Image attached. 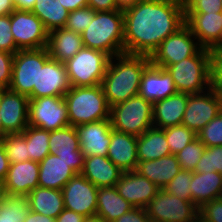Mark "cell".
Returning a JSON list of instances; mask_svg holds the SVG:
<instances>
[{"instance_id": "cell-1", "label": "cell", "mask_w": 222, "mask_h": 222, "mask_svg": "<svg viewBox=\"0 0 222 222\" xmlns=\"http://www.w3.org/2000/svg\"><path fill=\"white\" fill-rule=\"evenodd\" d=\"M124 53L151 56L185 24L183 0H145L123 10Z\"/></svg>"}, {"instance_id": "cell-2", "label": "cell", "mask_w": 222, "mask_h": 222, "mask_svg": "<svg viewBox=\"0 0 222 222\" xmlns=\"http://www.w3.org/2000/svg\"><path fill=\"white\" fill-rule=\"evenodd\" d=\"M150 63L147 55L123 53L110 58L101 83L110 107L139 94L142 74Z\"/></svg>"}, {"instance_id": "cell-3", "label": "cell", "mask_w": 222, "mask_h": 222, "mask_svg": "<svg viewBox=\"0 0 222 222\" xmlns=\"http://www.w3.org/2000/svg\"><path fill=\"white\" fill-rule=\"evenodd\" d=\"M81 38L86 48L103 51L110 57L123 54V10L96 12Z\"/></svg>"}, {"instance_id": "cell-4", "label": "cell", "mask_w": 222, "mask_h": 222, "mask_svg": "<svg viewBox=\"0 0 222 222\" xmlns=\"http://www.w3.org/2000/svg\"><path fill=\"white\" fill-rule=\"evenodd\" d=\"M63 97L71 126L110 119L111 107L107 103L101 84L83 87L71 86Z\"/></svg>"}, {"instance_id": "cell-5", "label": "cell", "mask_w": 222, "mask_h": 222, "mask_svg": "<svg viewBox=\"0 0 222 222\" xmlns=\"http://www.w3.org/2000/svg\"><path fill=\"white\" fill-rule=\"evenodd\" d=\"M212 56L213 50L202 47L194 56L165 68L171 75L177 92L191 95L211 88Z\"/></svg>"}, {"instance_id": "cell-6", "label": "cell", "mask_w": 222, "mask_h": 222, "mask_svg": "<svg viewBox=\"0 0 222 222\" xmlns=\"http://www.w3.org/2000/svg\"><path fill=\"white\" fill-rule=\"evenodd\" d=\"M153 104L139 94L110 109L112 129L136 137L153 127Z\"/></svg>"}, {"instance_id": "cell-7", "label": "cell", "mask_w": 222, "mask_h": 222, "mask_svg": "<svg viewBox=\"0 0 222 222\" xmlns=\"http://www.w3.org/2000/svg\"><path fill=\"white\" fill-rule=\"evenodd\" d=\"M110 56L103 51L83 47L64 64L71 86L100 85Z\"/></svg>"}, {"instance_id": "cell-8", "label": "cell", "mask_w": 222, "mask_h": 222, "mask_svg": "<svg viewBox=\"0 0 222 222\" xmlns=\"http://www.w3.org/2000/svg\"><path fill=\"white\" fill-rule=\"evenodd\" d=\"M145 210L154 222H195L199 218V208L193 202L173 196L164 189H159Z\"/></svg>"}, {"instance_id": "cell-9", "label": "cell", "mask_w": 222, "mask_h": 222, "mask_svg": "<svg viewBox=\"0 0 222 222\" xmlns=\"http://www.w3.org/2000/svg\"><path fill=\"white\" fill-rule=\"evenodd\" d=\"M202 46L190 28L184 24L175 33L163 40L159 47L150 56L154 66L166 68L180 62L185 58L194 56Z\"/></svg>"}, {"instance_id": "cell-10", "label": "cell", "mask_w": 222, "mask_h": 222, "mask_svg": "<svg viewBox=\"0 0 222 222\" xmlns=\"http://www.w3.org/2000/svg\"><path fill=\"white\" fill-rule=\"evenodd\" d=\"M28 124L47 131L70 125L64 97L46 96L30 99Z\"/></svg>"}, {"instance_id": "cell-11", "label": "cell", "mask_w": 222, "mask_h": 222, "mask_svg": "<svg viewBox=\"0 0 222 222\" xmlns=\"http://www.w3.org/2000/svg\"><path fill=\"white\" fill-rule=\"evenodd\" d=\"M70 88L65 64L52 59L47 48H40L38 88H33L32 98L64 96Z\"/></svg>"}, {"instance_id": "cell-12", "label": "cell", "mask_w": 222, "mask_h": 222, "mask_svg": "<svg viewBox=\"0 0 222 222\" xmlns=\"http://www.w3.org/2000/svg\"><path fill=\"white\" fill-rule=\"evenodd\" d=\"M10 21L11 33L19 50L47 47L49 32L33 12L14 10Z\"/></svg>"}, {"instance_id": "cell-13", "label": "cell", "mask_w": 222, "mask_h": 222, "mask_svg": "<svg viewBox=\"0 0 222 222\" xmlns=\"http://www.w3.org/2000/svg\"><path fill=\"white\" fill-rule=\"evenodd\" d=\"M222 110V98L212 89L198 94H188L182 125L196 134Z\"/></svg>"}, {"instance_id": "cell-14", "label": "cell", "mask_w": 222, "mask_h": 222, "mask_svg": "<svg viewBox=\"0 0 222 222\" xmlns=\"http://www.w3.org/2000/svg\"><path fill=\"white\" fill-rule=\"evenodd\" d=\"M38 77L39 49L18 50L14 54L8 89L32 99L33 88H38Z\"/></svg>"}, {"instance_id": "cell-15", "label": "cell", "mask_w": 222, "mask_h": 222, "mask_svg": "<svg viewBox=\"0 0 222 222\" xmlns=\"http://www.w3.org/2000/svg\"><path fill=\"white\" fill-rule=\"evenodd\" d=\"M62 193L66 209L84 217L96 215L98 187L83 175L72 177L62 188Z\"/></svg>"}, {"instance_id": "cell-16", "label": "cell", "mask_w": 222, "mask_h": 222, "mask_svg": "<svg viewBox=\"0 0 222 222\" xmlns=\"http://www.w3.org/2000/svg\"><path fill=\"white\" fill-rule=\"evenodd\" d=\"M29 97L10 89L0 90V115L7 133H22L28 126Z\"/></svg>"}, {"instance_id": "cell-17", "label": "cell", "mask_w": 222, "mask_h": 222, "mask_svg": "<svg viewBox=\"0 0 222 222\" xmlns=\"http://www.w3.org/2000/svg\"><path fill=\"white\" fill-rule=\"evenodd\" d=\"M48 144L50 154H55L67 162L76 174L82 172L85 156L80 149L79 138L74 126L68 125L50 131Z\"/></svg>"}, {"instance_id": "cell-18", "label": "cell", "mask_w": 222, "mask_h": 222, "mask_svg": "<svg viewBox=\"0 0 222 222\" xmlns=\"http://www.w3.org/2000/svg\"><path fill=\"white\" fill-rule=\"evenodd\" d=\"M39 162L27 160L10 164L6 178L0 185V192L10 196L26 197L38 187Z\"/></svg>"}, {"instance_id": "cell-19", "label": "cell", "mask_w": 222, "mask_h": 222, "mask_svg": "<svg viewBox=\"0 0 222 222\" xmlns=\"http://www.w3.org/2000/svg\"><path fill=\"white\" fill-rule=\"evenodd\" d=\"M75 129L84 156H107L113 130L110 119L75 126Z\"/></svg>"}, {"instance_id": "cell-20", "label": "cell", "mask_w": 222, "mask_h": 222, "mask_svg": "<svg viewBox=\"0 0 222 222\" xmlns=\"http://www.w3.org/2000/svg\"><path fill=\"white\" fill-rule=\"evenodd\" d=\"M185 24L203 48L214 50L222 41V12L185 13Z\"/></svg>"}, {"instance_id": "cell-21", "label": "cell", "mask_w": 222, "mask_h": 222, "mask_svg": "<svg viewBox=\"0 0 222 222\" xmlns=\"http://www.w3.org/2000/svg\"><path fill=\"white\" fill-rule=\"evenodd\" d=\"M115 187L127 202L142 208L147 206L160 189L136 171L123 172Z\"/></svg>"}, {"instance_id": "cell-22", "label": "cell", "mask_w": 222, "mask_h": 222, "mask_svg": "<svg viewBox=\"0 0 222 222\" xmlns=\"http://www.w3.org/2000/svg\"><path fill=\"white\" fill-rule=\"evenodd\" d=\"M176 92L174 81L166 69L152 63L145 68L140 82V96L153 104Z\"/></svg>"}, {"instance_id": "cell-23", "label": "cell", "mask_w": 222, "mask_h": 222, "mask_svg": "<svg viewBox=\"0 0 222 222\" xmlns=\"http://www.w3.org/2000/svg\"><path fill=\"white\" fill-rule=\"evenodd\" d=\"M107 157L123 172L135 171L139 162L137 137L113 129L110 134Z\"/></svg>"}, {"instance_id": "cell-24", "label": "cell", "mask_w": 222, "mask_h": 222, "mask_svg": "<svg viewBox=\"0 0 222 222\" xmlns=\"http://www.w3.org/2000/svg\"><path fill=\"white\" fill-rule=\"evenodd\" d=\"M187 102V93L176 92L165 99L153 103L154 127L165 129L175 125H181Z\"/></svg>"}, {"instance_id": "cell-25", "label": "cell", "mask_w": 222, "mask_h": 222, "mask_svg": "<svg viewBox=\"0 0 222 222\" xmlns=\"http://www.w3.org/2000/svg\"><path fill=\"white\" fill-rule=\"evenodd\" d=\"M123 171L107 156H85L82 172L87 180L98 188L114 187Z\"/></svg>"}, {"instance_id": "cell-26", "label": "cell", "mask_w": 222, "mask_h": 222, "mask_svg": "<svg viewBox=\"0 0 222 222\" xmlns=\"http://www.w3.org/2000/svg\"><path fill=\"white\" fill-rule=\"evenodd\" d=\"M76 175L69 164L55 154H48L39 162L38 186L62 190L65 184Z\"/></svg>"}, {"instance_id": "cell-27", "label": "cell", "mask_w": 222, "mask_h": 222, "mask_svg": "<svg viewBox=\"0 0 222 222\" xmlns=\"http://www.w3.org/2000/svg\"><path fill=\"white\" fill-rule=\"evenodd\" d=\"M181 170L176 155H167L151 161H139L136 172L163 189Z\"/></svg>"}, {"instance_id": "cell-28", "label": "cell", "mask_w": 222, "mask_h": 222, "mask_svg": "<svg viewBox=\"0 0 222 222\" xmlns=\"http://www.w3.org/2000/svg\"><path fill=\"white\" fill-rule=\"evenodd\" d=\"M83 47V41L79 33L65 27L49 32L46 48L52 59L65 63Z\"/></svg>"}, {"instance_id": "cell-29", "label": "cell", "mask_w": 222, "mask_h": 222, "mask_svg": "<svg viewBox=\"0 0 222 222\" xmlns=\"http://www.w3.org/2000/svg\"><path fill=\"white\" fill-rule=\"evenodd\" d=\"M189 188L192 202L200 208L204 203L222 197V175L216 171L208 173L192 171Z\"/></svg>"}, {"instance_id": "cell-30", "label": "cell", "mask_w": 222, "mask_h": 222, "mask_svg": "<svg viewBox=\"0 0 222 222\" xmlns=\"http://www.w3.org/2000/svg\"><path fill=\"white\" fill-rule=\"evenodd\" d=\"M171 155L164 129L151 127L137 137L138 161H151Z\"/></svg>"}, {"instance_id": "cell-31", "label": "cell", "mask_w": 222, "mask_h": 222, "mask_svg": "<svg viewBox=\"0 0 222 222\" xmlns=\"http://www.w3.org/2000/svg\"><path fill=\"white\" fill-rule=\"evenodd\" d=\"M31 211L57 218L65 209L62 190L36 187L27 196Z\"/></svg>"}, {"instance_id": "cell-32", "label": "cell", "mask_w": 222, "mask_h": 222, "mask_svg": "<svg viewBox=\"0 0 222 222\" xmlns=\"http://www.w3.org/2000/svg\"><path fill=\"white\" fill-rule=\"evenodd\" d=\"M133 207L118 193L115 186L98 188L96 215L105 222H114Z\"/></svg>"}, {"instance_id": "cell-33", "label": "cell", "mask_w": 222, "mask_h": 222, "mask_svg": "<svg viewBox=\"0 0 222 222\" xmlns=\"http://www.w3.org/2000/svg\"><path fill=\"white\" fill-rule=\"evenodd\" d=\"M31 12L42 21L48 32L65 27L70 13L59 0H36Z\"/></svg>"}, {"instance_id": "cell-34", "label": "cell", "mask_w": 222, "mask_h": 222, "mask_svg": "<svg viewBox=\"0 0 222 222\" xmlns=\"http://www.w3.org/2000/svg\"><path fill=\"white\" fill-rule=\"evenodd\" d=\"M29 210L27 197L0 192V222H23Z\"/></svg>"}, {"instance_id": "cell-35", "label": "cell", "mask_w": 222, "mask_h": 222, "mask_svg": "<svg viewBox=\"0 0 222 222\" xmlns=\"http://www.w3.org/2000/svg\"><path fill=\"white\" fill-rule=\"evenodd\" d=\"M28 143V160L41 162L49 153L50 131L28 126L22 132Z\"/></svg>"}, {"instance_id": "cell-36", "label": "cell", "mask_w": 222, "mask_h": 222, "mask_svg": "<svg viewBox=\"0 0 222 222\" xmlns=\"http://www.w3.org/2000/svg\"><path fill=\"white\" fill-rule=\"evenodd\" d=\"M2 144L10 164L28 160V143L23 133H7Z\"/></svg>"}, {"instance_id": "cell-37", "label": "cell", "mask_w": 222, "mask_h": 222, "mask_svg": "<svg viewBox=\"0 0 222 222\" xmlns=\"http://www.w3.org/2000/svg\"><path fill=\"white\" fill-rule=\"evenodd\" d=\"M171 154L176 155L185 146L197 138V134L184 125H175L164 129Z\"/></svg>"}, {"instance_id": "cell-38", "label": "cell", "mask_w": 222, "mask_h": 222, "mask_svg": "<svg viewBox=\"0 0 222 222\" xmlns=\"http://www.w3.org/2000/svg\"><path fill=\"white\" fill-rule=\"evenodd\" d=\"M206 146L198 139H194L176 154L181 169L193 171L205 151Z\"/></svg>"}, {"instance_id": "cell-39", "label": "cell", "mask_w": 222, "mask_h": 222, "mask_svg": "<svg viewBox=\"0 0 222 222\" xmlns=\"http://www.w3.org/2000/svg\"><path fill=\"white\" fill-rule=\"evenodd\" d=\"M193 171L199 173L216 171L222 175V145L206 147Z\"/></svg>"}, {"instance_id": "cell-40", "label": "cell", "mask_w": 222, "mask_h": 222, "mask_svg": "<svg viewBox=\"0 0 222 222\" xmlns=\"http://www.w3.org/2000/svg\"><path fill=\"white\" fill-rule=\"evenodd\" d=\"M192 171L181 169L179 173L163 188L173 196L192 202L191 184Z\"/></svg>"}, {"instance_id": "cell-41", "label": "cell", "mask_w": 222, "mask_h": 222, "mask_svg": "<svg viewBox=\"0 0 222 222\" xmlns=\"http://www.w3.org/2000/svg\"><path fill=\"white\" fill-rule=\"evenodd\" d=\"M197 138L206 147L222 145V110L197 133Z\"/></svg>"}, {"instance_id": "cell-42", "label": "cell", "mask_w": 222, "mask_h": 222, "mask_svg": "<svg viewBox=\"0 0 222 222\" xmlns=\"http://www.w3.org/2000/svg\"><path fill=\"white\" fill-rule=\"evenodd\" d=\"M95 11L90 7H84L71 11L65 25L66 29L82 34L85 29L92 23Z\"/></svg>"}, {"instance_id": "cell-43", "label": "cell", "mask_w": 222, "mask_h": 222, "mask_svg": "<svg viewBox=\"0 0 222 222\" xmlns=\"http://www.w3.org/2000/svg\"><path fill=\"white\" fill-rule=\"evenodd\" d=\"M185 13L222 12V0H183Z\"/></svg>"}, {"instance_id": "cell-44", "label": "cell", "mask_w": 222, "mask_h": 222, "mask_svg": "<svg viewBox=\"0 0 222 222\" xmlns=\"http://www.w3.org/2000/svg\"><path fill=\"white\" fill-rule=\"evenodd\" d=\"M18 50L11 33L10 14L0 16V51L15 54Z\"/></svg>"}, {"instance_id": "cell-45", "label": "cell", "mask_w": 222, "mask_h": 222, "mask_svg": "<svg viewBox=\"0 0 222 222\" xmlns=\"http://www.w3.org/2000/svg\"><path fill=\"white\" fill-rule=\"evenodd\" d=\"M199 218L203 222H222V197L204 203L199 208Z\"/></svg>"}, {"instance_id": "cell-46", "label": "cell", "mask_w": 222, "mask_h": 222, "mask_svg": "<svg viewBox=\"0 0 222 222\" xmlns=\"http://www.w3.org/2000/svg\"><path fill=\"white\" fill-rule=\"evenodd\" d=\"M13 53L0 51V88L9 87L12 77Z\"/></svg>"}, {"instance_id": "cell-47", "label": "cell", "mask_w": 222, "mask_h": 222, "mask_svg": "<svg viewBox=\"0 0 222 222\" xmlns=\"http://www.w3.org/2000/svg\"><path fill=\"white\" fill-rule=\"evenodd\" d=\"M211 88L222 98V58H212Z\"/></svg>"}, {"instance_id": "cell-48", "label": "cell", "mask_w": 222, "mask_h": 222, "mask_svg": "<svg viewBox=\"0 0 222 222\" xmlns=\"http://www.w3.org/2000/svg\"><path fill=\"white\" fill-rule=\"evenodd\" d=\"M114 222H150V218L148 217L145 208L133 207Z\"/></svg>"}, {"instance_id": "cell-49", "label": "cell", "mask_w": 222, "mask_h": 222, "mask_svg": "<svg viewBox=\"0 0 222 222\" xmlns=\"http://www.w3.org/2000/svg\"><path fill=\"white\" fill-rule=\"evenodd\" d=\"M87 6L95 12L120 10L116 0H88Z\"/></svg>"}, {"instance_id": "cell-50", "label": "cell", "mask_w": 222, "mask_h": 222, "mask_svg": "<svg viewBox=\"0 0 222 222\" xmlns=\"http://www.w3.org/2000/svg\"><path fill=\"white\" fill-rule=\"evenodd\" d=\"M85 217L72 210L64 209L56 218L57 222H83Z\"/></svg>"}, {"instance_id": "cell-51", "label": "cell", "mask_w": 222, "mask_h": 222, "mask_svg": "<svg viewBox=\"0 0 222 222\" xmlns=\"http://www.w3.org/2000/svg\"><path fill=\"white\" fill-rule=\"evenodd\" d=\"M9 167L10 162L6 156L5 149L2 144V139H0V185L6 178Z\"/></svg>"}, {"instance_id": "cell-52", "label": "cell", "mask_w": 222, "mask_h": 222, "mask_svg": "<svg viewBox=\"0 0 222 222\" xmlns=\"http://www.w3.org/2000/svg\"><path fill=\"white\" fill-rule=\"evenodd\" d=\"M59 2L70 12L87 7L88 4V0H59Z\"/></svg>"}, {"instance_id": "cell-53", "label": "cell", "mask_w": 222, "mask_h": 222, "mask_svg": "<svg viewBox=\"0 0 222 222\" xmlns=\"http://www.w3.org/2000/svg\"><path fill=\"white\" fill-rule=\"evenodd\" d=\"M23 222H57V221L55 218L44 216L42 214H38L29 210Z\"/></svg>"}, {"instance_id": "cell-54", "label": "cell", "mask_w": 222, "mask_h": 222, "mask_svg": "<svg viewBox=\"0 0 222 222\" xmlns=\"http://www.w3.org/2000/svg\"><path fill=\"white\" fill-rule=\"evenodd\" d=\"M36 0H13L15 10L32 11Z\"/></svg>"}, {"instance_id": "cell-55", "label": "cell", "mask_w": 222, "mask_h": 222, "mask_svg": "<svg viewBox=\"0 0 222 222\" xmlns=\"http://www.w3.org/2000/svg\"><path fill=\"white\" fill-rule=\"evenodd\" d=\"M14 10L13 0H0V16L9 15Z\"/></svg>"}, {"instance_id": "cell-56", "label": "cell", "mask_w": 222, "mask_h": 222, "mask_svg": "<svg viewBox=\"0 0 222 222\" xmlns=\"http://www.w3.org/2000/svg\"><path fill=\"white\" fill-rule=\"evenodd\" d=\"M145 0H116L117 6L120 10H124L128 7L134 6Z\"/></svg>"}, {"instance_id": "cell-57", "label": "cell", "mask_w": 222, "mask_h": 222, "mask_svg": "<svg viewBox=\"0 0 222 222\" xmlns=\"http://www.w3.org/2000/svg\"><path fill=\"white\" fill-rule=\"evenodd\" d=\"M212 58H222V41L213 50Z\"/></svg>"}, {"instance_id": "cell-58", "label": "cell", "mask_w": 222, "mask_h": 222, "mask_svg": "<svg viewBox=\"0 0 222 222\" xmlns=\"http://www.w3.org/2000/svg\"><path fill=\"white\" fill-rule=\"evenodd\" d=\"M83 222H105L101 217L94 215L85 217Z\"/></svg>"}, {"instance_id": "cell-59", "label": "cell", "mask_w": 222, "mask_h": 222, "mask_svg": "<svg viewBox=\"0 0 222 222\" xmlns=\"http://www.w3.org/2000/svg\"><path fill=\"white\" fill-rule=\"evenodd\" d=\"M6 134L7 132L3 129V124L1 121V115H0V139H2Z\"/></svg>"}, {"instance_id": "cell-60", "label": "cell", "mask_w": 222, "mask_h": 222, "mask_svg": "<svg viewBox=\"0 0 222 222\" xmlns=\"http://www.w3.org/2000/svg\"><path fill=\"white\" fill-rule=\"evenodd\" d=\"M195 222H203L200 218H198Z\"/></svg>"}]
</instances>
